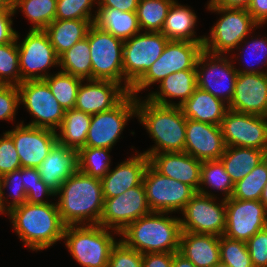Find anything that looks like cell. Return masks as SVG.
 Masks as SVG:
<instances>
[{
    "mask_svg": "<svg viewBox=\"0 0 267 267\" xmlns=\"http://www.w3.org/2000/svg\"><path fill=\"white\" fill-rule=\"evenodd\" d=\"M9 217L13 232L23 246L33 252L46 250L59 241L63 242L65 224L60 218L57 203H24L11 209Z\"/></svg>",
    "mask_w": 267,
    "mask_h": 267,
    "instance_id": "cell-1",
    "label": "cell"
},
{
    "mask_svg": "<svg viewBox=\"0 0 267 267\" xmlns=\"http://www.w3.org/2000/svg\"><path fill=\"white\" fill-rule=\"evenodd\" d=\"M62 222L67 225H99L104 196L101 179L79 170L73 173L55 195Z\"/></svg>",
    "mask_w": 267,
    "mask_h": 267,
    "instance_id": "cell-2",
    "label": "cell"
},
{
    "mask_svg": "<svg viewBox=\"0 0 267 267\" xmlns=\"http://www.w3.org/2000/svg\"><path fill=\"white\" fill-rule=\"evenodd\" d=\"M136 119L154 141L144 153L183 152L186 141V117L180 107L153 103L145 96L137 98Z\"/></svg>",
    "mask_w": 267,
    "mask_h": 267,
    "instance_id": "cell-3",
    "label": "cell"
},
{
    "mask_svg": "<svg viewBox=\"0 0 267 267\" xmlns=\"http://www.w3.org/2000/svg\"><path fill=\"white\" fill-rule=\"evenodd\" d=\"M172 214L151 212L142 216L127 225L119 239L142 254L178 252L182 229L179 215Z\"/></svg>",
    "mask_w": 267,
    "mask_h": 267,
    "instance_id": "cell-4",
    "label": "cell"
},
{
    "mask_svg": "<svg viewBox=\"0 0 267 267\" xmlns=\"http://www.w3.org/2000/svg\"><path fill=\"white\" fill-rule=\"evenodd\" d=\"M117 235L119 232L101 225H67L62 240L82 267H107L110 252L119 240Z\"/></svg>",
    "mask_w": 267,
    "mask_h": 267,
    "instance_id": "cell-5",
    "label": "cell"
},
{
    "mask_svg": "<svg viewBox=\"0 0 267 267\" xmlns=\"http://www.w3.org/2000/svg\"><path fill=\"white\" fill-rule=\"evenodd\" d=\"M219 19L213 24L208 35H204L203 48L212 54L230 55L237 46L260 26L247 8L205 7Z\"/></svg>",
    "mask_w": 267,
    "mask_h": 267,
    "instance_id": "cell-6",
    "label": "cell"
},
{
    "mask_svg": "<svg viewBox=\"0 0 267 267\" xmlns=\"http://www.w3.org/2000/svg\"><path fill=\"white\" fill-rule=\"evenodd\" d=\"M204 42L168 41L160 57L131 86L130 93L136 98L138 93L149 91L171 73L182 70H196L199 55L204 50ZM155 83V84H154Z\"/></svg>",
    "mask_w": 267,
    "mask_h": 267,
    "instance_id": "cell-7",
    "label": "cell"
},
{
    "mask_svg": "<svg viewBox=\"0 0 267 267\" xmlns=\"http://www.w3.org/2000/svg\"><path fill=\"white\" fill-rule=\"evenodd\" d=\"M22 38L17 33L21 83L30 80H43L50 76L53 68H59V56L50 43L44 30H28ZM53 67V68H52Z\"/></svg>",
    "mask_w": 267,
    "mask_h": 267,
    "instance_id": "cell-8",
    "label": "cell"
},
{
    "mask_svg": "<svg viewBox=\"0 0 267 267\" xmlns=\"http://www.w3.org/2000/svg\"><path fill=\"white\" fill-rule=\"evenodd\" d=\"M92 63V79L111 80L124 86V41L92 24L87 32Z\"/></svg>",
    "mask_w": 267,
    "mask_h": 267,
    "instance_id": "cell-9",
    "label": "cell"
},
{
    "mask_svg": "<svg viewBox=\"0 0 267 267\" xmlns=\"http://www.w3.org/2000/svg\"><path fill=\"white\" fill-rule=\"evenodd\" d=\"M137 117V98L129 93L114 108L93 114L85 147L113 149L128 121Z\"/></svg>",
    "mask_w": 267,
    "mask_h": 267,
    "instance_id": "cell-10",
    "label": "cell"
},
{
    "mask_svg": "<svg viewBox=\"0 0 267 267\" xmlns=\"http://www.w3.org/2000/svg\"><path fill=\"white\" fill-rule=\"evenodd\" d=\"M169 40L161 32H139L123 44L124 87L131 86L160 57Z\"/></svg>",
    "mask_w": 267,
    "mask_h": 267,
    "instance_id": "cell-11",
    "label": "cell"
},
{
    "mask_svg": "<svg viewBox=\"0 0 267 267\" xmlns=\"http://www.w3.org/2000/svg\"><path fill=\"white\" fill-rule=\"evenodd\" d=\"M20 105L29 113L31 121L26 125L56 131L64 118L65 110L43 80L24 81L18 85Z\"/></svg>",
    "mask_w": 267,
    "mask_h": 267,
    "instance_id": "cell-12",
    "label": "cell"
},
{
    "mask_svg": "<svg viewBox=\"0 0 267 267\" xmlns=\"http://www.w3.org/2000/svg\"><path fill=\"white\" fill-rule=\"evenodd\" d=\"M197 87L230 104L238 75L230 55L201 52L196 63Z\"/></svg>",
    "mask_w": 267,
    "mask_h": 267,
    "instance_id": "cell-13",
    "label": "cell"
},
{
    "mask_svg": "<svg viewBox=\"0 0 267 267\" xmlns=\"http://www.w3.org/2000/svg\"><path fill=\"white\" fill-rule=\"evenodd\" d=\"M181 214L182 231L224 235L226 227V200L196 193Z\"/></svg>",
    "mask_w": 267,
    "mask_h": 267,
    "instance_id": "cell-14",
    "label": "cell"
},
{
    "mask_svg": "<svg viewBox=\"0 0 267 267\" xmlns=\"http://www.w3.org/2000/svg\"><path fill=\"white\" fill-rule=\"evenodd\" d=\"M143 185L152 212L179 214L197 193L191 186L157 172L150 164L144 173Z\"/></svg>",
    "mask_w": 267,
    "mask_h": 267,
    "instance_id": "cell-15",
    "label": "cell"
},
{
    "mask_svg": "<svg viewBox=\"0 0 267 267\" xmlns=\"http://www.w3.org/2000/svg\"><path fill=\"white\" fill-rule=\"evenodd\" d=\"M226 147H246L267 153V117L228 109L220 124Z\"/></svg>",
    "mask_w": 267,
    "mask_h": 267,
    "instance_id": "cell-16",
    "label": "cell"
},
{
    "mask_svg": "<svg viewBox=\"0 0 267 267\" xmlns=\"http://www.w3.org/2000/svg\"><path fill=\"white\" fill-rule=\"evenodd\" d=\"M151 212L144 185L141 184L121 195L104 198L99 225L120 233L127 225Z\"/></svg>",
    "mask_w": 267,
    "mask_h": 267,
    "instance_id": "cell-17",
    "label": "cell"
},
{
    "mask_svg": "<svg viewBox=\"0 0 267 267\" xmlns=\"http://www.w3.org/2000/svg\"><path fill=\"white\" fill-rule=\"evenodd\" d=\"M267 227V209L259 200H226L224 236L247 242L255 233Z\"/></svg>",
    "mask_w": 267,
    "mask_h": 267,
    "instance_id": "cell-18",
    "label": "cell"
},
{
    "mask_svg": "<svg viewBox=\"0 0 267 267\" xmlns=\"http://www.w3.org/2000/svg\"><path fill=\"white\" fill-rule=\"evenodd\" d=\"M5 132L13 139L21 168H37L57 142L56 131L26 125L24 120Z\"/></svg>",
    "mask_w": 267,
    "mask_h": 267,
    "instance_id": "cell-19",
    "label": "cell"
},
{
    "mask_svg": "<svg viewBox=\"0 0 267 267\" xmlns=\"http://www.w3.org/2000/svg\"><path fill=\"white\" fill-rule=\"evenodd\" d=\"M130 92L118 82L88 79L79 86L74 108L90 115L117 106Z\"/></svg>",
    "mask_w": 267,
    "mask_h": 267,
    "instance_id": "cell-20",
    "label": "cell"
},
{
    "mask_svg": "<svg viewBox=\"0 0 267 267\" xmlns=\"http://www.w3.org/2000/svg\"><path fill=\"white\" fill-rule=\"evenodd\" d=\"M228 109L267 117V73H238Z\"/></svg>",
    "mask_w": 267,
    "mask_h": 267,
    "instance_id": "cell-21",
    "label": "cell"
},
{
    "mask_svg": "<svg viewBox=\"0 0 267 267\" xmlns=\"http://www.w3.org/2000/svg\"><path fill=\"white\" fill-rule=\"evenodd\" d=\"M225 148L219 125L186 119L185 153L200 161L219 160Z\"/></svg>",
    "mask_w": 267,
    "mask_h": 267,
    "instance_id": "cell-22",
    "label": "cell"
},
{
    "mask_svg": "<svg viewBox=\"0 0 267 267\" xmlns=\"http://www.w3.org/2000/svg\"><path fill=\"white\" fill-rule=\"evenodd\" d=\"M149 165V157L135 150L124 161L118 162L114 169L101 178L104 198L121 195L126 190L143 184L144 173Z\"/></svg>",
    "mask_w": 267,
    "mask_h": 267,
    "instance_id": "cell-23",
    "label": "cell"
},
{
    "mask_svg": "<svg viewBox=\"0 0 267 267\" xmlns=\"http://www.w3.org/2000/svg\"><path fill=\"white\" fill-rule=\"evenodd\" d=\"M149 164L162 175L187 184L198 192L202 161L184 151L165 152L150 155Z\"/></svg>",
    "mask_w": 267,
    "mask_h": 267,
    "instance_id": "cell-24",
    "label": "cell"
},
{
    "mask_svg": "<svg viewBox=\"0 0 267 267\" xmlns=\"http://www.w3.org/2000/svg\"><path fill=\"white\" fill-rule=\"evenodd\" d=\"M37 170L41 180L57 193L62 184L79 170L78 150L56 142Z\"/></svg>",
    "mask_w": 267,
    "mask_h": 267,
    "instance_id": "cell-25",
    "label": "cell"
},
{
    "mask_svg": "<svg viewBox=\"0 0 267 267\" xmlns=\"http://www.w3.org/2000/svg\"><path fill=\"white\" fill-rule=\"evenodd\" d=\"M196 88V70H182L165 77L158 83L157 90L150 91L146 98L156 104L180 107L190 98ZM174 99L178 101H173Z\"/></svg>",
    "mask_w": 267,
    "mask_h": 267,
    "instance_id": "cell-26",
    "label": "cell"
},
{
    "mask_svg": "<svg viewBox=\"0 0 267 267\" xmlns=\"http://www.w3.org/2000/svg\"><path fill=\"white\" fill-rule=\"evenodd\" d=\"M178 253L196 267H213L220 261L219 236L182 231Z\"/></svg>",
    "mask_w": 267,
    "mask_h": 267,
    "instance_id": "cell-27",
    "label": "cell"
},
{
    "mask_svg": "<svg viewBox=\"0 0 267 267\" xmlns=\"http://www.w3.org/2000/svg\"><path fill=\"white\" fill-rule=\"evenodd\" d=\"M191 6L175 0L164 21L161 33L169 41L204 42V35L197 36L198 16Z\"/></svg>",
    "mask_w": 267,
    "mask_h": 267,
    "instance_id": "cell-28",
    "label": "cell"
},
{
    "mask_svg": "<svg viewBox=\"0 0 267 267\" xmlns=\"http://www.w3.org/2000/svg\"><path fill=\"white\" fill-rule=\"evenodd\" d=\"M180 108L188 119L220 126L228 110V104L197 87Z\"/></svg>",
    "mask_w": 267,
    "mask_h": 267,
    "instance_id": "cell-29",
    "label": "cell"
},
{
    "mask_svg": "<svg viewBox=\"0 0 267 267\" xmlns=\"http://www.w3.org/2000/svg\"><path fill=\"white\" fill-rule=\"evenodd\" d=\"M255 32L256 30L237 46L235 50L238 53L230 55L234 63L238 60V73H267V35L263 37Z\"/></svg>",
    "mask_w": 267,
    "mask_h": 267,
    "instance_id": "cell-30",
    "label": "cell"
},
{
    "mask_svg": "<svg viewBox=\"0 0 267 267\" xmlns=\"http://www.w3.org/2000/svg\"><path fill=\"white\" fill-rule=\"evenodd\" d=\"M95 19H55L44 31L47 33L58 56L69 50L75 43L83 40Z\"/></svg>",
    "mask_w": 267,
    "mask_h": 267,
    "instance_id": "cell-31",
    "label": "cell"
},
{
    "mask_svg": "<svg viewBox=\"0 0 267 267\" xmlns=\"http://www.w3.org/2000/svg\"><path fill=\"white\" fill-rule=\"evenodd\" d=\"M93 24L122 41L141 32L136 12H122L116 8L98 7Z\"/></svg>",
    "mask_w": 267,
    "mask_h": 267,
    "instance_id": "cell-32",
    "label": "cell"
},
{
    "mask_svg": "<svg viewBox=\"0 0 267 267\" xmlns=\"http://www.w3.org/2000/svg\"><path fill=\"white\" fill-rule=\"evenodd\" d=\"M92 115L74 109L65 110L60 127L56 130L57 142L70 149L85 147Z\"/></svg>",
    "mask_w": 267,
    "mask_h": 267,
    "instance_id": "cell-33",
    "label": "cell"
},
{
    "mask_svg": "<svg viewBox=\"0 0 267 267\" xmlns=\"http://www.w3.org/2000/svg\"><path fill=\"white\" fill-rule=\"evenodd\" d=\"M266 156L265 151L256 148L226 147L220 160L235 184L245 178Z\"/></svg>",
    "mask_w": 267,
    "mask_h": 267,
    "instance_id": "cell-34",
    "label": "cell"
},
{
    "mask_svg": "<svg viewBox=\"0 0 267 267\" xmlns=\"http://www.w3.org/2000/svg\"><path fill=\"white\" fill-rule=\"evenodd\" d=\"M233 190L234 183L220 159L202 161L198 193L215 198L221 195V199L227 200L231 198ZM216 192L219 194H215Z\"/></svg>",
    "mask_w": 267,
    "mask_h": 267,
    "instance_id": "cell-35",
    "label": "cell"
},
{
    "mask_svg": "<svg viewBox=\"0 0 267 267\" xmlns=\"http://www.w3.org/2000/svg\"><path fill=\"white\" fill-rule=\"evenodd\" d=\"M89 40L75 43L59 56V70L83 80L92 79V63Z\"/></svg>",
    "mask_w": 267,
    "mask_h": 267,
    "instance_id": "cell-36",
    "label": "cell"
},
{
    "mask_svg": "<svg viewBox=\"0 0 267 267\" xmlns=\"http://www.w3.org/2000/svg\"><path fill=\"white\" fill-rule=\"evenodd\" d=\"M57 0H13V12H22L29 30H44L55 20Z\"/></svg>",
    "mask_w": 267,
    "mask_h": 267,
    "instance_id": "cell-37",
    "label": "cell"
},
{
    "mask_svg": "<svg viewBox=\"0 0 267 267\" xmlns=\"http://www.w3.org/2000/svg\"><path fill=\"white\" fill-rule=\"evenodd\" d=\"M175 0H139L136 10L143 32H161L168 11Z\"/></svg>",
    "mask_w": 267,
    "mask_h": 267,
    "instance_id": "cell-38",
    "label": "cell"
},
{
    "mask_svg": "<svg viewBox=\"0 0 267 267\" xmlns=\"http://www.w3.org/2000/svg\"><path fill=\"white\" fill-rule=\"evenodd\" d=\"M44 80L64 110L74 109L77 92L83 79L58 70Z\"/></svg>",
    "mask_w": 267,
    "mask_h": 267,
    "instance_id": "cell-39",
    "label": "cell"
},
{
    "mask_svg": "<svg viewBox=\"0 0 267 267\" xmlns=\"http://www.w3.org/2000/svg\"><path fill=\"white\" fill-rule=\"evenodd\" d=\"M108 148L83 147L78 151L79 171L92 177L103 178L113 163Z\"/></svg>",
    "mask_w": 267,
    "mask_h": 267,
    "instance_id": "cell-40",
    "label": "cell"
},
{
    "mask_svg": "<svg viewBox=\"0 0 267 267\" xmlns=\"http://www.w3.org/2000/svg\"><path fill=\"white\" fill-rule=\"evenodd\" d=\"M267 182V156L242 180L234 184L231 198L260 200Z\"/></svg>",
    "mask_w": 267,
    "mask_h": 267,
    "instance_id": "cell-41",
    "label": "cell"
},
{
    "mask_svg": "<svg viewBox=\"0 0 267 267\" xmlns=\"http://www.w3.org/2000/svg\"><path fill=\"white\" fill-rule=\"evenodd\" d=\"M22 168L1 176V214L26 203V192L22 184ZM7 190V192H5ZM9 190V191H8Z\"/></svg>",
    "mask_w": 267,
    "mask_h": 267,
    "instance_id": "cell-42",
    "label": "cell"
},
{
    "mask_svg": "<svg viewBox=\"0 0 267 267\" xmlns=\"http://www.w3.org/2000/svg\"><path fill=\"white\" fill-rule=\"evenodd\" d=\"M0 84L17 86L21 84L16 40L0 45Z\"/></svg>",
    "mask_w": 267,
    "mask_h": 267,
    "instance_id": "cell-43",
    "label": "cell"
},
{
    "mask_svg": "<svg viewBox=\"0 0 267 267\" xmlns=\"http://www.w3.org/2000/svg\"><path fill=\"white\" fill-rule=\"evenodd\" d=\"M22 177L27 203L47 204L53 202L49 197L56 199V193L41 180L37 168H22Z\"/></svg>",
    "mask_w": 267,
    "mask_h": 267,
    "instance_id": "cell-44",
    "label": "cell"
},
{
    "mask_svg": "<svg viewBox=\"0 0 267 267\" xmlns=\"http://www.w3.org/2000/svg\"><path fill=\"white\" fill-rule=\"evenodd\" d=\"M220 261L230 267H254L246 242L219 236Z\"/></svg>",
    "mask_w": 267,
    "mask_h": 267,
    "instance_id": "cell-45",
    "label": "cell"
},
{
    "mask_svg": "<svg viewBox=\"0 0 267 267\" xmlns=\"http://www.w3.org/2000/svg\"><path fill=\"white\" fill-rule=\"evenodd\" d=\"M96 6L98 0H57L55 19H95L98 8Z\"/></svg>",
    "mask_w": 267,
    "mask_h": 267,
    "instance_id": "cell-46",
    "label": "cell"
},
{
    "mask_svg": "<svg viewBox=\"0 0 267 267\" xmlns=\"http://www.w3.org/2000/svg\"><path fill=\"white\" fill-rule=\"evenodd\" d=\"M19 108L20 92L18 86L0 84V120L15 124Z\"/></svg>",
    "mask_w": 267,
    "mask_h": 267,
    "instance_id": "cell-47",
    "label": "cell"
},
{
    "mask_svg": "<svg viewBox=\"0 0 267 267\" xmlns=\"http://www.w3.org/2000/svg\"><path fill=\"white\" fill-rule=\"evenodd\" d=\"M143 254L126 246L120 239L113 246L107 267H142Z\"/></svg>",
    "mask_w": 267,
    "mask_h": 267,
    "instance_id": "cell-48",
    "label": "cell"
},
{
    "mask_svg": "<svg viewBox=\"0 0 267 267\" xmlns=\"http://www.w3.org/2000/svg\"><path fill=\"white\" fill-rule=\"evenodd\" d=\"M0 135V176L21 168L13 139L3 131Z\"/></svg>",
    "mask_w": 267,
    "mask_h": 267,
    "instance_id": "cell-49",
    "label": "cell"
},
{
    "mask_svg": "<svg viewBox=\"0 0 267 267\" xmlns=\"http://www.w3.org/2000/svg\"><path fill=\"white\" fill-rule=\"evenodd\" d=\"M254 267H267V227L255 233L247 242Z\"/></svg>",
    "mask_w": 267,
    "mask_h": 267,
    "instance_id": "cell-50",
    "label": "cell"
},
{
    "mask_svg": "<svg viewBox=\"0 0 267 267\" xmlns=\"http://www.w3.org/2000/svg\"><path fill=\"white\" fill-rule=\"evenodd\" d=\"M13 9L0 10V45L16 40L17 33L13 27Z\"/></svg>",
    "mask_w": 267,
    "mask_h": 267,
    "instance_id": "cell-51",
    "label": "cell"
},
{
    "mask_svg": "<svg viewBox=\"0 0 267 267\" xmlns=\"http://www.w3.org/2000/svg\"><path fill=\"white\" fill-rule=\"evenodd\" d=\"M174 253L176 252L143 254L142 267H172Z\"/></svg>",
    "mask_w": 267,
    "mask_h": 267,
    "instance_id": "cell-52",
    "label": "cell"
},
{
    "mask_svg": "<svg viewBox=\"0 0 267 267\" xmlns=\"http://www.w3.org/2000/svg\"><path fill=\"white\" fill-rule=\"evenodd\" d=\"M247 11L260 26L267 24V0H251Z\"/></svg>",
    "mask_w": 267,
    "mask_h": 267,
    "instance_id": "cell-53",
    "label": "cell"
},
{
    "mask_svg": "<svg viewBox=\"0 0 267 267\" xmlns=\"http://www.w3.org/2000/svg\"><path fill=\"white\" fill-rule=\"evenodd\" d=\"M139 0H98L97 7H110L122 12H136Z\"/></svg>",
    "mask_w": 267,
    "mask_h": 267,
    "instance_id": "cell-54",
    "label": "cell"
},
{
    "mask_svg": "<svg viewBox=\"0 0 267 267\" xmlns=\"http://www.w3.org/2000/svg\"><path fill=\"white\" fill-rule=\"evenodd\" d=\"M251 0H208L206 7L247 8Z\"/></svg>",
    "mask_w": 267,
    "mask_h": 267,
    "instance_id": "cell-55",
    "label": "cell"
},
{
    "mask_svg": "<svg viewBox=\"0 0 267 267\" xmlns=\"http://www.w3.org/2000/svg\"><path fill=\"white\" fill-rule=\"evenodd\" d=\"M172 267H196L190 260L184 258L178 252L173 254Z\"/></svg>",
    "mask_w": 267,
    "mask_h": 267,
    "instance_id": "cell-56",
    "label": "cell"
},
{
    "mask_svg": "<svg viewBox=\"0 0 267 267\" xmlns=\"http://www.w3.org/2000/svg\"><path fill=\"white\" fill-rule=\"evenodd\" d=\"M13 0H0V10L13 9Z\"/></svg>",
    "mask_w": 267,
    "mask_h": 267,
    "instance_id": "cell-57",
    "label": "cell"
},
{
    "mask_svg": "<svg viewBox=\"0 0 267 267\" xmlns=\"http://www.w3.org/2000/svg\"><path fill=\"white\" fill-rule=\"evenodd\" d=\"M264 206L265 208L267 209V182L264 186V189L262 191V194H261V197H260V200H259Z\"/></svg>",
    "mask_w": 267,
    "mask_h": 267,
    "instance_id": "cell-58",
    "label": "cell"
},
{
    "mask_svg": "<svg viewBox=\"0 0 267 267\" xmlns=\"http://www.w3.org/2000/svg\"><path fill=\"white\" fill-rule=\"evenodd\" d=\"M213 267H230L229 265H227L226 263H223L221 261H219L217 264H215Z\"/></svg>",
    "mask_w": 267,
    "mask_h": 267,
    "instance_id": "cell-59",
    "label": "cell"
},
{
    "mask_svg": "<svg viewBox=\"0 0 267 267\" xmlns=\"http://www.w3.org/2000/svg\"><path fill=\"white\" fill-rule=\"evenodd\" d=\"M0 215H1V176H0Z\"/></svg>",
    "mask_w": 267,
    "mask_h": 267,
    "instance_id": "cell-60",
    "label": "cell"
}]
</instances>
